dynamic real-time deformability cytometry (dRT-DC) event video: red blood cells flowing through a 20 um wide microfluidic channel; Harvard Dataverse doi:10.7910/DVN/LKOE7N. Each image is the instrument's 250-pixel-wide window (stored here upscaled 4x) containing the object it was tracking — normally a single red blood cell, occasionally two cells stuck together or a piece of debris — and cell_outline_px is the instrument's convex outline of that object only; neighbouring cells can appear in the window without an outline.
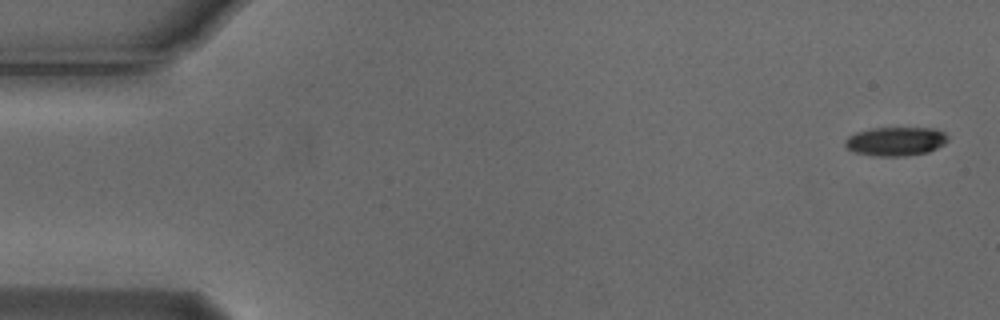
{"species": "Egyptian fruit bat (a non-hibernating species)", "species_latin": "Rousettus aegyptiacus", "temperature_condition": "cold", "stored_images_in_passage": 6, "camera_frame_rate_fps": 3000, "um_per_image_px": 0.085, "animal": {"sex": "male"}, "frame": {"image": 1, "passage_image": 1, "time_ms": 0.0, "image_size_px": [1000, 320], "cell_outline_px": [[948, 140], [944, 144], [928, 152], [904, 156], [872, 156], [856, 152], [848, 148], [844, 144], [844, 140], [848, 136], [856, 132], [872, 128], [932, 128], [944, 132], [948, 136]], "centroid_in_image_um": [76.12, 12.01], "position_along_channel_um": 8.9, "area_um2": 17.28}}